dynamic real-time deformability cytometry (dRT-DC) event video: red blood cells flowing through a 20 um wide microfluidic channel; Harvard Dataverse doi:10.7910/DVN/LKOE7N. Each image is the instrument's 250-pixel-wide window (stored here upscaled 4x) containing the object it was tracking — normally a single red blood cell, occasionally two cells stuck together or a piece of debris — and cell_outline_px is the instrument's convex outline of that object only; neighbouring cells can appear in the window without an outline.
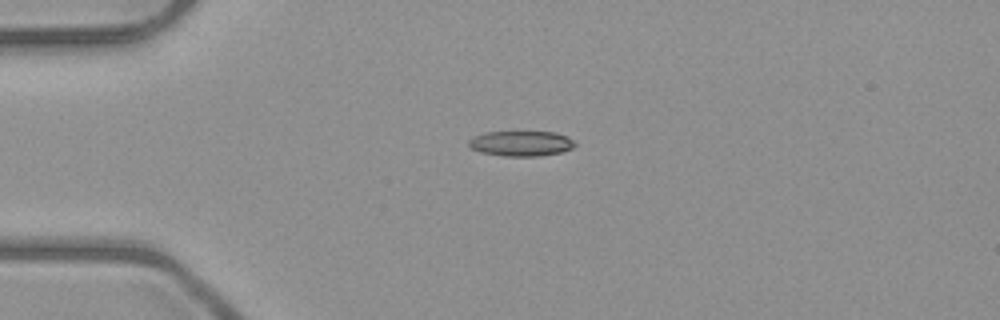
{"species": "common noctule bat (a hibernating species)", "species_latin": "Nyctalus noctula", "temperature_condition": "room temperature", "stored_images_in_passage": 4, "camera_frame_rate_fps": 3000, "um_per_image_px": 0.085, "animal": {"sex": "male", "body_mass_g": 23.1, "forearm_length_mm": 52.7}, "frame": {"image": 1, "passage_image": 3, "time_ms": 2.0, "image_size_px": [1000, 320], "cell_outline_px": [[576, 144], [572, 148], [560, 152], [540, 156], [504, 156], [480, 152], [472, 148], [468, 144], [468, 140], [484, 132], [556, 132], [568, 136]], "centroid_in_image_um": [44.3, 12.19], "position_along_channel_um": 40.7, "area_um2": 15.55}}